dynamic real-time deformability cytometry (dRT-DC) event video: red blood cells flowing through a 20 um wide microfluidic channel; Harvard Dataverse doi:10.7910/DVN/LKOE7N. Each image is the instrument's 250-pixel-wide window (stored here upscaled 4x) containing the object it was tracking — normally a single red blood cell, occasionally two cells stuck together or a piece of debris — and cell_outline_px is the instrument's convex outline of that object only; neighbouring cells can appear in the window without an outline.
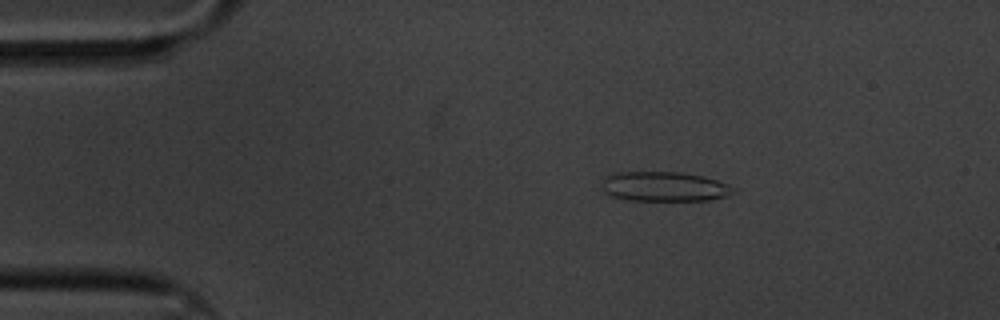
{"species": "common noctule bat (a hibernating species)", "species_latin": "Nyctalus noctula", "temperature_condition": "cold", "stored_images_in_passage": 60, "camera_frame_rate_fps": 3000, "um_per_image_px": 0.085, "animal": {"sex": "male", "body_mass_g": 20.1, "forearm_length_mm": 53.5}, "frame": {"image": 1, "passage_image": 10, "time_ms": 3.0, "image_size_px": [1000, 320], "cell_outline_px": [[736, 192], [712, 200], [628, 200], [612, 196], [604, 192], [604, 176], [616, 172], [680, 172], [704, 176], [728, 184], [736, 188]], "centroid_in_image_um": [56.5, 15.85], "position_along_channel_um": 28.5, "area_um2": 22.72}}
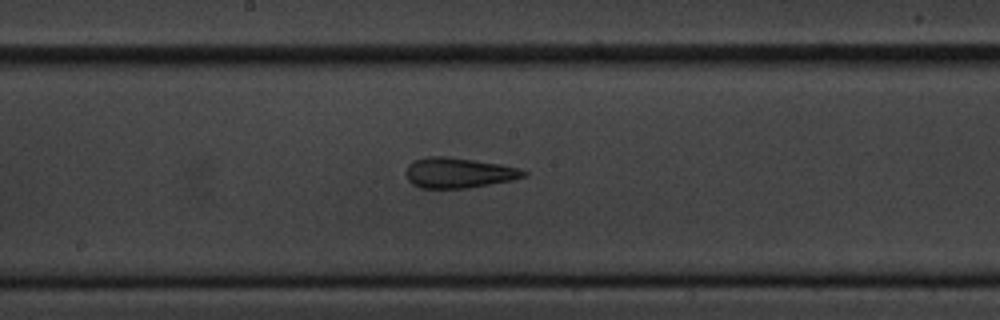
{"frame": {"image": 2, "passage_image": 31, "time_ms": 10.0, "image_size_px": [1000, 320], "cell_outline_px": [[528, 176], [512, 180], [468, 188], [420, 188], [412, 184], [408, 180], [404, 172], [408, 164], [416, 160], [428, 156], [448, 156], [500, 164], [520, 168], [528, 172]], "centroid_in_image_um": [38.98, 14.69], "position_along_channel_um": 209.2, "area_um2": 20.98}}
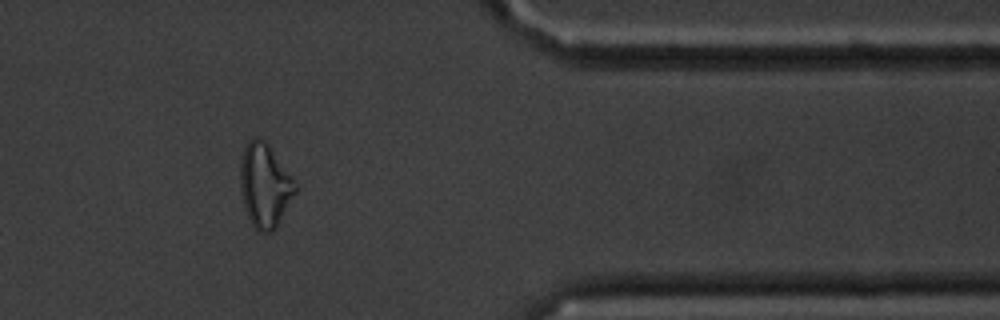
{"frame": {"image": 3, "passage_image": 49, "time_ms": 16.0, "image_size_px": [1000, 320], "cell_outline_px": [[296, 192], [276, 228], [272, 232], [260, 232], [252, 224], [248, 216], [240, 192], [240, 164], [244, 148], [248, 140], [256, 136], [264, 140], [268, 144], [296, 184]], "centroid_in_image_um": [22.49, 15.76], "position_along_channel_um": 388.9, "area_um2": 26.53}, "authors_computed_cell_mechanics": {"area_um2": 22.4553, "velocity_mm_per_s": 3.3226, "shape_relaxation_time_tau1_ms": null, "shape_relaxation_time_tau2_ms": 2.7112, "deformation_change_tau1": null, "deformation_change_tau2": 0.113}}